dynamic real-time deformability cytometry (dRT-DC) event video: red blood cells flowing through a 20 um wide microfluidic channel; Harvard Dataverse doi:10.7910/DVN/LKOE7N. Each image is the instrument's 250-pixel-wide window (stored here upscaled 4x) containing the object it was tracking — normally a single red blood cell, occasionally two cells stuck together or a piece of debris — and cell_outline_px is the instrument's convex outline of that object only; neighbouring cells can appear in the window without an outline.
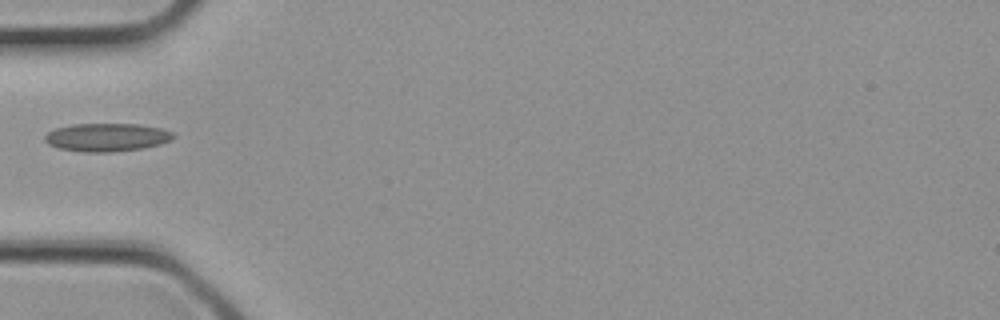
{"species": "common noctule bat (a hibernating species)", "species_latin": "Nyctalus noctula", "temperature_condition": "cold", "stored_images_in_passage": 3, "camera_frame_rate_fps": 3000, "um_per_image_px": 0.085, "animal": {"sex": "female", "body_mass_g": 21.9}, "frame": {"image": 1, "passage_image": 3, "time_ms": 0.667, "image_size_px": [1000, 320], "cell_outline_px": [[176, 136], [172, 140], [160, 144], [144, 148], [112, 152], [84, 152], [60, 148], [48, 144], [44, 140], [44, 136], [48, 132], [56, 128], [72, 124], [140, 124], [160, 128], [172, 132]], "centroid_in_image_um": [9.1, 11.67], "position_along_channel_um": 75.9, "area_um2": 21.15}}